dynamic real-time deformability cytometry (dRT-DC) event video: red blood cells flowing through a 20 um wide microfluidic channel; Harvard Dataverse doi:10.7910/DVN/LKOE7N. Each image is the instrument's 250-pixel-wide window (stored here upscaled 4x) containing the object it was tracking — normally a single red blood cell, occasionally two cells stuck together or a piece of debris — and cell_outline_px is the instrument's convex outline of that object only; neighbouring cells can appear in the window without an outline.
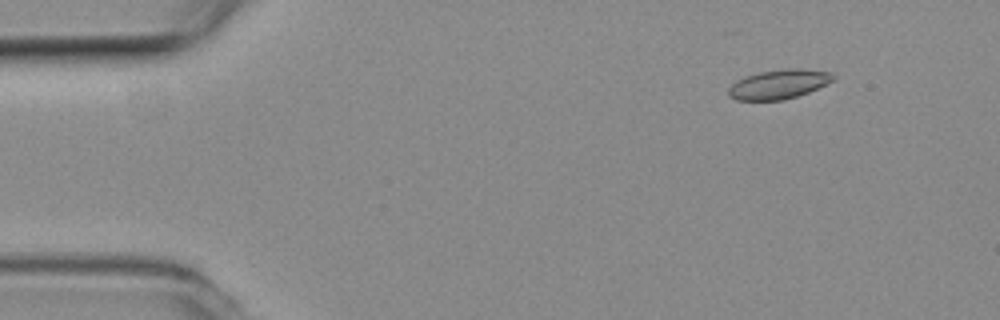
{"species": "common noctule bat (a hibernating species)", "species_latin": "Nyctalus noctula", "temperature_condition": "room temperature", "stored_images_in_passage": 54, "camera_frame_rate_fps": 3000, "um_per_image_px": 0.085, "animal": {"sex": "female", "body_mass_g": 19.3, "forearm_length_mm": 54.1}, "frame": {"image": 1, "passage_image": 6, "time_ms": 1.667, "image_size_px": [1000, 320], "cell_outline_px": [[836, 76], [832, 80], [808, 92], [784, 100], [736, 100], [728, 96], [728, 88], [736, 80], [760, 72], [784, 68], [796, 68], [832, 72]], "centroid_in_image_um": [66.17, 7.16], "position_along_channel_um": 18.8, "area_um2": 17.74}}
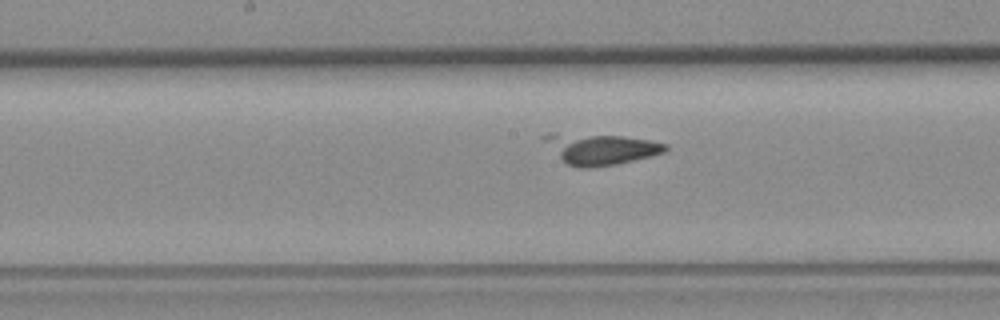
{"frame": {"image": 2, "passage_image": 27, "time_ms": 8.667, "image_size_px": [1000, 320], "cell_outline_px": [[668, 148], [664, 152], [616, 164], [588, 168], [580, 168], [568, 164], [540, 136], [548, 132], [556, 132], [624, 136], [652, 140], [668, 144]], "centroid_in_image_um": [51.05, 12.62], "position_along_channel_um": 197.1, "area_um2": 21.62}}
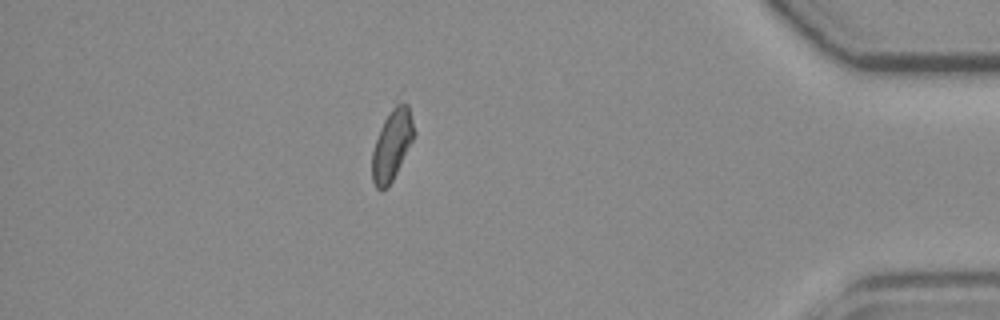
{"frame": {"image": 3, "passage_image": 47, "time_ms": 15.333, "image_size_px": [1000, 320], "cell_outline_px": [[416, 132], [392, 180], [380, 192], [376, 188], [372, 180], [372, 152], [380, 128], [384, 120], [400, 92], [404, 88]], "centroid_in_image_um": [33.35, 12.08], "position_along_channel_um": 401.8, "area_um2": 17.92}}